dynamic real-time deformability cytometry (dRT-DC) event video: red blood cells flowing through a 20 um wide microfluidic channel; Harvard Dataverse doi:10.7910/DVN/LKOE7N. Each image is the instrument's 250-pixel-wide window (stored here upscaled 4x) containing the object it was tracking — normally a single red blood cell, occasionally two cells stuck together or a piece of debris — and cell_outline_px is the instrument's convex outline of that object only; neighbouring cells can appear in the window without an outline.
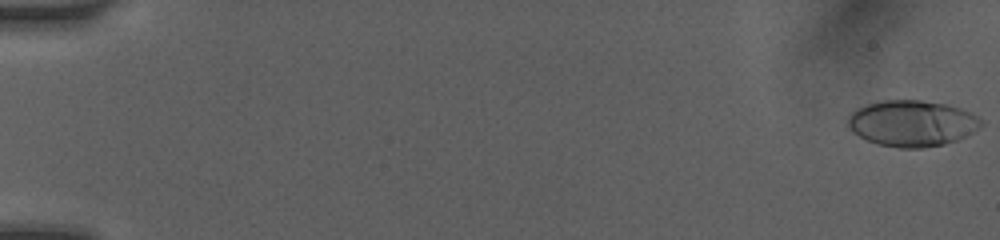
{"species": "human", "species_latin": "Homo sapiens", "temperature_condition": "room temperature", "stored_images_in_passage": 21, "camera_frame_rate_fps": 3000, "um_per_image_px": 0.085, "donor": {"sex": "female"}, "frame": {"image": 1, "passage_image": 1, "time_ms": 0.0, "image_size_px": [1000, 240], "cell_outline_px": [[984, 124], [980, 128], [956, 140], [944, 144], [924, 148], [896, 148], [876, 144], [852, 132], [848, 128], [848, 116], [856, 108], [880, 100], [920, 100], [948, 104], [972, 112], [984, 120]], "centroid_in_image_um": [77.54, 10.48], "position_along_channel_um": 7.5, "area_um2": 36.18}}
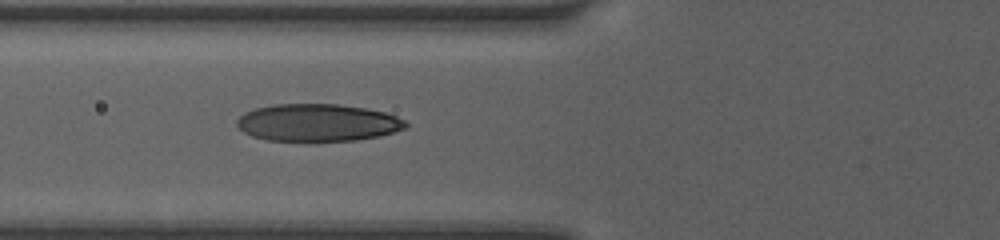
{"frame": {"image": 2, "passage_image": 14, "time_ms": 6.667, "image_size_px": [1000, 240], "cell_outline_px": [[408, 128], [380, 136], [356, 140], [308, 144], [268, 140], [252, 136], [244, 132], [236, 124], [236, 120], [244, 112], [256, 108], [272, 104], [340, 104], [364, 108], [384, 112], [396, 116], [404, 120], [408, 124]], "centroid_in_image_um": [26.99, 10.47], "position_along_channel_um": 98.8, "area_um2": 37.92}}
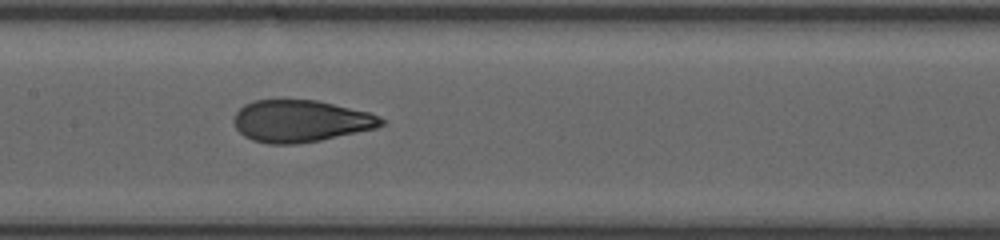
{"frame": {"image": 3, "passage_image": 19, "time_ms": 8.667, "image_size_px": [1000, 240], "cell_outline_px": [[388, 124], [376, 128], [320, 140], [296, 144], [268, 144], [252, 140], [244, 136], [236, 128], [232, 120], [236, 112], [244, 104], [256, 100], [316, 100], [368, 112], [380, 116], [388, 120]], "centroid_in_image_um": [25.57, 10.29], "position_along_channel_um": 181.8, "area_um2": 36.18}}